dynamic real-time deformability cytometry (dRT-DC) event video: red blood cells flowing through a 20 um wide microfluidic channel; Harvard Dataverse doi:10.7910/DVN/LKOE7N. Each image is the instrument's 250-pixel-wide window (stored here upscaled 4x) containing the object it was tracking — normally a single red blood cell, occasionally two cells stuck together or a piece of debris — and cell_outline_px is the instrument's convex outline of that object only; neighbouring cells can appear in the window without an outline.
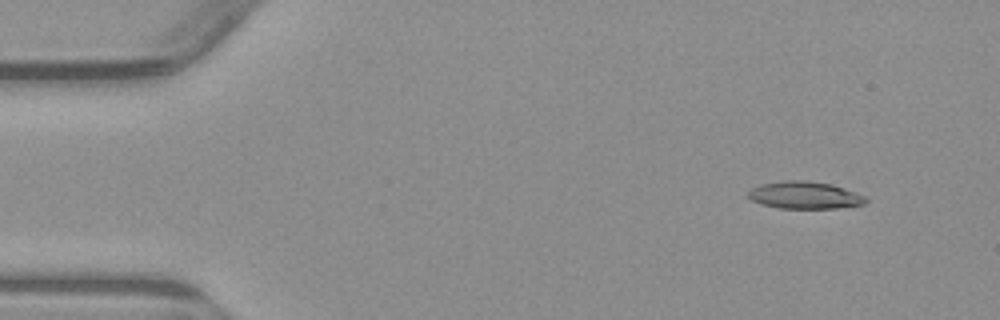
{"species": "common noctule bat (a hibernating species)", "species_latin": "Nyctalus noctula", "temperature_condition": "warm", "stored_images_in_passage": 5, "camera_frame_rate_fps": 3000, "um_per_image_px": 0.085, "animal": {"sex": "male", "body_mass_g": 23.1, "forearm_length_mm": 52.7}, "frame": {"image": 1, "passage_image": 1, "time_ms": 0.0, "image_size_px": [1000, 320], "cell_outline_px": [[868, 200], [864, 204], [836, 208], [780, 208], [760, 204], [752, 200], [748, 196], [748, 192], [752, 188], [760, 184], [784, 180], [804, 180], [832, 184], [868, 196]], "centroid_in_image_um": [68.42, 16.58], "position_along_channel_um": 16.6, "area_um2": 18.79}}
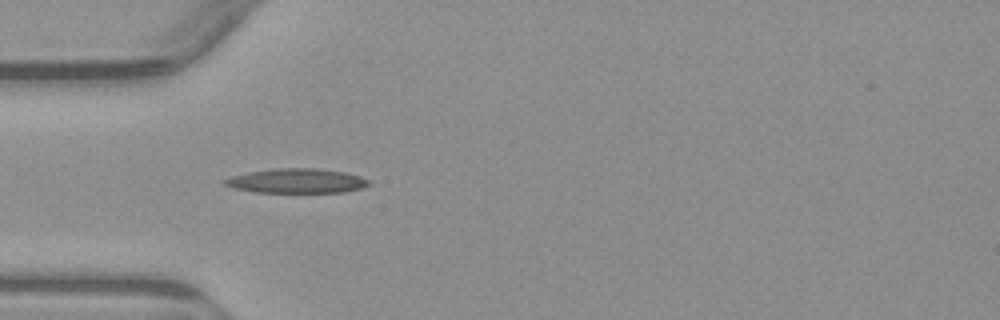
{"frame": {"image": 2, "passage_image": 4, "time_ms": 3.667, "image_size_px": [1000, 320], "cell_outline_px": [[372, 184], [360, 188], [344, 192], [256, 192], [232, 188], [224, 184], [220, 180], [232, 176], [248, 172], [276, 168], [316, 168], [344, 172], [360, 176], [368, 180]], "centroid_in_image_um": [25.18, 15.37], "position_along_channel_um": 59.8, "area_um2": 20.58}}
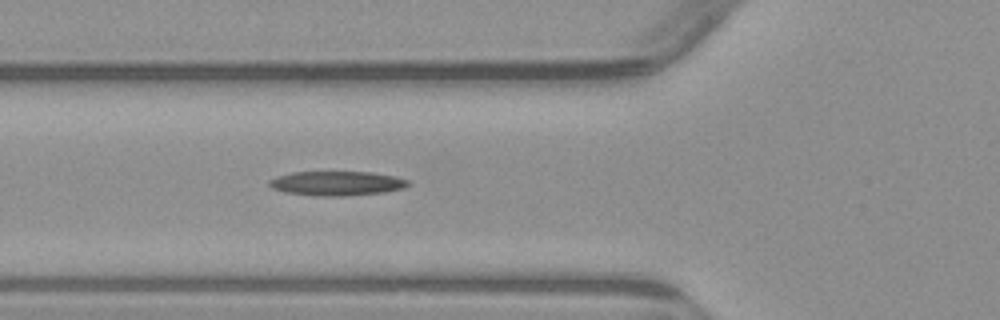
{"frame": {"image": 3, "passage_image": 5, "time_ms": 4.667, "image_size_px": [1000, 320], "cell_outline_px": [[412, 184], [404, 188], [384, 192], [348, 196], [312, 196], [284, 192], [272, 188], [268, 184], [268, 180], [276, 176], [292, 172], [372, 172], [396, 176], [408, 180]], "centroid_in_image_um": [28.63, 15.59], "position_along_channel_um": 97.2, "area_um2": 20.06}}